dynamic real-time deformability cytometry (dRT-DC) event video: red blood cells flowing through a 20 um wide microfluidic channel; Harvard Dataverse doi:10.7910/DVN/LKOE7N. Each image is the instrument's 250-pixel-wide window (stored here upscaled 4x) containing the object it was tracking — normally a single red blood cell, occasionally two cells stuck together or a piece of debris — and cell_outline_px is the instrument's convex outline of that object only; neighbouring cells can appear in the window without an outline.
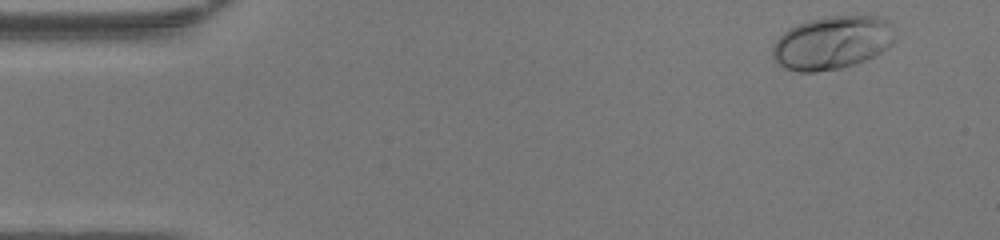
{"species": "human", "species_latin": "Homo sapiens", "temperature_condition": "warm", "stored_images_in_passage": 46, "camera_frame_rate_fps": 3000, "um_per_image_px": 0.085, "donor": {"sex": "female"}, "frame": {"image": 1, "passage_image": 2, "time_ms": 0.333, "image_size_px": [1000, 240], "cell_outline_px": [[896, 40], [888, 48], [856, 64], [840, 68], [816, 72], [796, 72], [784, 68], [776, 64], [772, 60], [772, 44], [788, 28], [808, 20], [828, 16], [876, 16], [892, 20], [896, 28]], "centroid_in_image_um": [70.76, 3.62], "position_along_channel_um": 14.2, "area_um2": 38.78}}
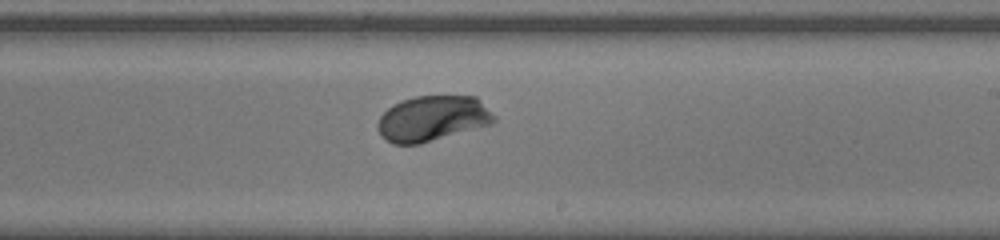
{"frame": {"image": 2, "passage_image": 27, "time_ms": 8.667, "image_size_px": [1000, 240], "cell_outline_px": [[496, 120], [492, 124], [420, 144], [392, 144], [380, 136], [376, 128], [376, 124], [380, 116], [392, 104], [400, 100], [416, 96], [476, 96], [496, 116]], "centroid_in_image_um": [36.74, 10.07], "position_along_channel_um": 252.3, "area_um2": 31.15}}
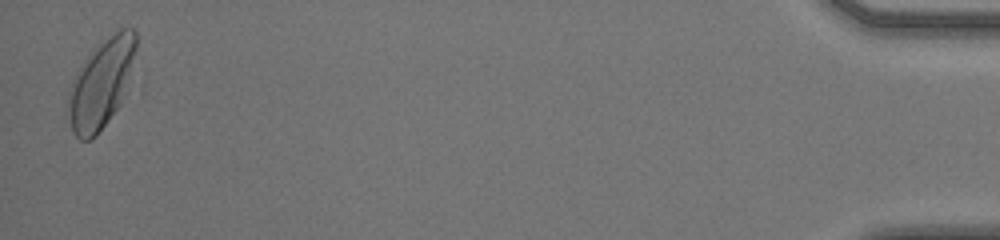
{"frame": {"image": 3, "passage_image": 46, "time_ms": 15.0, "image_size_px": [1000, 240], "cell_outline_px": [[136, 48], [120, 104], [96, 136], [92, 140], [80, 140], [72, 132], [64, 112], [68, 88], [76, 72], [88, 56], [104, 40], [120, 28], [132, 28], [136, 32]], "centroid_in_image_um": [8.51, 7.18], "position_along_channel_um": 426.7, "area_um2": 34.8}, "authors_computed_cell_mechanics": {"area_um2": 30.3739, "velocity_mm_per_s": 4.2636, "shape_relaxation_time_tau1_ms": 1.4528, "shape_relaxation_time_tau2_ms": null, "deformation_change_tau1": 0.1229, "deformation_change_tau2": null}}